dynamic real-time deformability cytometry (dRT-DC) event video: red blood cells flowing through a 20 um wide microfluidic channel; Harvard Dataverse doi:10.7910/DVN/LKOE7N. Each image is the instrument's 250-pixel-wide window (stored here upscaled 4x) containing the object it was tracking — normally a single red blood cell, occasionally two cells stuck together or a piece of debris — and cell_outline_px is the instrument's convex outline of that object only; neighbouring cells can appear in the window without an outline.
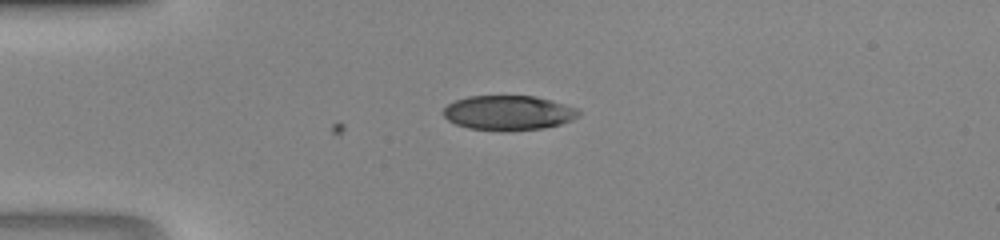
{"species": "human", "species_latin": "Homo sapiens", "temperature_condition": "room temperature", "stored_images_in_passage": 35, "camera_frame_rate_fps": 3000, "um_per_image_px": 0.085, "donor": {"sex": "male"}, "frame": {"image": 1, "passage_image": 1, "time_ms": 0.0, "image_size_px": [1000, 240], "cell_outline_px": [[580, 116], [572, 120], [560, 124], [540, 128], [468, 128], [456, 124], [448, 120], [444, 116], [444, 108], [448, 104], [456, 100], [468, 96], [536, 96], [576, 108], [580, 112]], "centroid_in_image_um": [43.22, 9.54], "position_along_channel_um": 41.8, "area_um2": 26.3}}
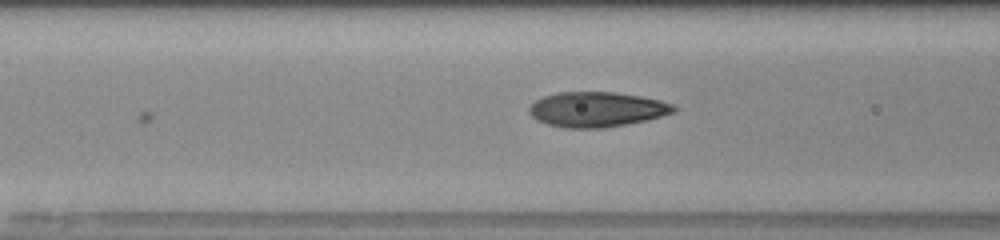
{"frame": {"image": 2, "passage_image": 8, "time_ms": 2.333, "image_size_px": [1000, 240], "cell_outline_px": [[676, 112], [648, 120], [628, 124], [604, 128], [564, 128], [548, 124], [536, 120], [528, 112], [528, 108], [536, 100], [544, 96], [556, 92], [612, 92], [640, 96], [660, 100], [672, 104], [676, 108]], "centroid_in_image_um": [50.72, 9.31], "position_along_channel_um": 115.9, "area_um2": 29.65}}
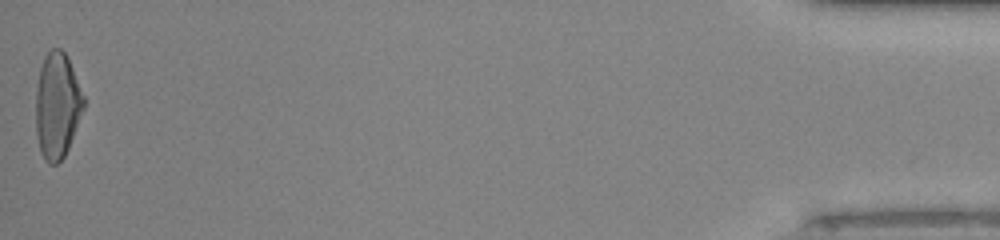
{"frame": {"image": 3, "passage_image": 35, "time_ms": 11.333, "image_size_px": [1000, 240], "cell_outline_px": [[84, 108], [68, 148], [64, 156], [56, 164], [48, 164], [44, 160], [40, 152], [36, 136], [36, 88], [40, 68], [44, 56], [52, 48], [60, 48], [68, 56], [84, 96]], "centroid_in_image_um": [4.85, 8.97], "position_along_channel_um": 430.3, "area_um2": 29.65}}